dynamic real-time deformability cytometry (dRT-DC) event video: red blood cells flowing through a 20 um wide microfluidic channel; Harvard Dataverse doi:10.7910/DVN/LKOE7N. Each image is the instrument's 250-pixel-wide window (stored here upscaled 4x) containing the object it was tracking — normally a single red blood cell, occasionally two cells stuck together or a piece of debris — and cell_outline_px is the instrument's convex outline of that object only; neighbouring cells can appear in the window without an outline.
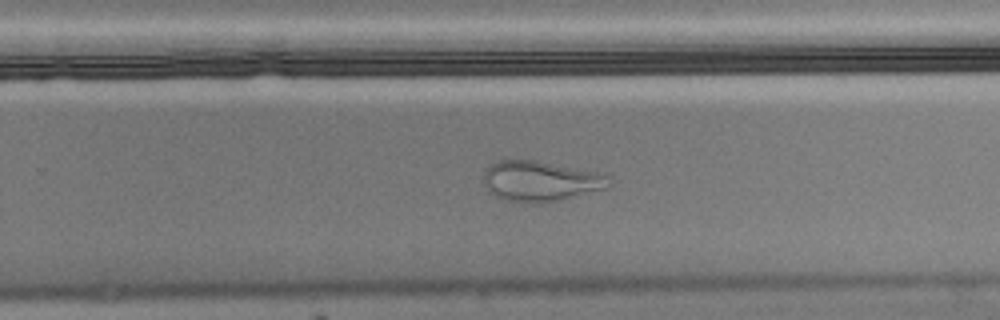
{"species": "Egyptian fruit bat (a non-hibernating species)", "species_latin": "Rousettus aegyptiacus", "temperature_condition": "cold", "stored_images_in_passage": 51, "camera_frame_rate_fps": 3000, "um_per_image_px": 0.085, "animal": {"sex": "male"}, "frame": {"image": 1, "passage_image": 30, "time_ms": 9.667, "image_size_px": [1000, 320], "cell_outline_px": [[612, 184], [608, 188], [548, 204], [540, 204], [500, 200], [488, 192], [484, 184], [484, 172], [488, 164], [496, 160], [536, 160], [612, 172]], "centroid_in_image_um": [46.06, 15.39], "position_along_channel_um": 283.7, "area_um2": 31.33}, "authors_computed_cell_mechanics": {"area_um2": 24.5072, "velocity_mm_per_s": 3.5056, "shape_relaxation_time_tau1_ms": null, "shape_relaxation_time_tau2_ms": 1.6425, "deformation_change_tau1": null, "deformation_change_tau2": 0.093}}